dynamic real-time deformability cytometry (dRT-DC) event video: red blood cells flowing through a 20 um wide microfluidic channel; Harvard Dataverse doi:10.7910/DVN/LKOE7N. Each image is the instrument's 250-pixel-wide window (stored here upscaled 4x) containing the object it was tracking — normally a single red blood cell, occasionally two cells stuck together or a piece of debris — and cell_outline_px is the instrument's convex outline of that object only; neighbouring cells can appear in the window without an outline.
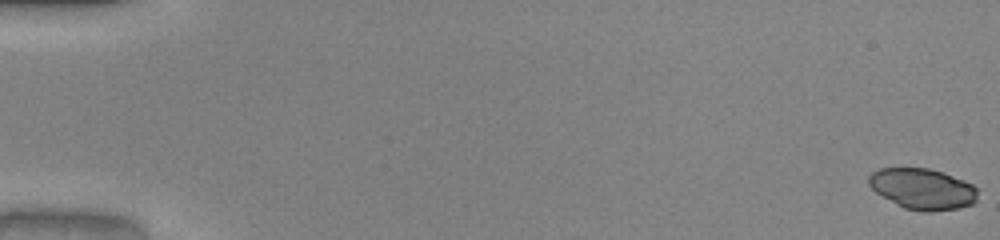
{"species": "common noctule bat (a hibernating species)", "species_latin": "Nyctalus noctula", "temperature_condition": "warm", "stored_images_in_passage": 51, "camera_frame_rate_fps": 3000, "um_per_image_px": 0.085, "animal": {"sex": "male", "body_mass_g": 20.0, "forearm_length_mm": 53.3}, "frame": {"image": 1, "passage_image": 1, "time_ms": 0.0, "image_size_px": [1000, 240], "cell_outline_px": [[976, 200], [972, 204], [956, 208], [932, 212], [924, 212], [904, 208], [896, 204], [876, 192], [868, 184], [868, 176], [872, 172], [880, 168], [928, 168], [944, 172], [964, 180], [972, 184], [976, 188]], "centroid_in_image_um": [78.4, 16.05], "position_along_channel_um": 6.6, "area_um2": 25.95}}